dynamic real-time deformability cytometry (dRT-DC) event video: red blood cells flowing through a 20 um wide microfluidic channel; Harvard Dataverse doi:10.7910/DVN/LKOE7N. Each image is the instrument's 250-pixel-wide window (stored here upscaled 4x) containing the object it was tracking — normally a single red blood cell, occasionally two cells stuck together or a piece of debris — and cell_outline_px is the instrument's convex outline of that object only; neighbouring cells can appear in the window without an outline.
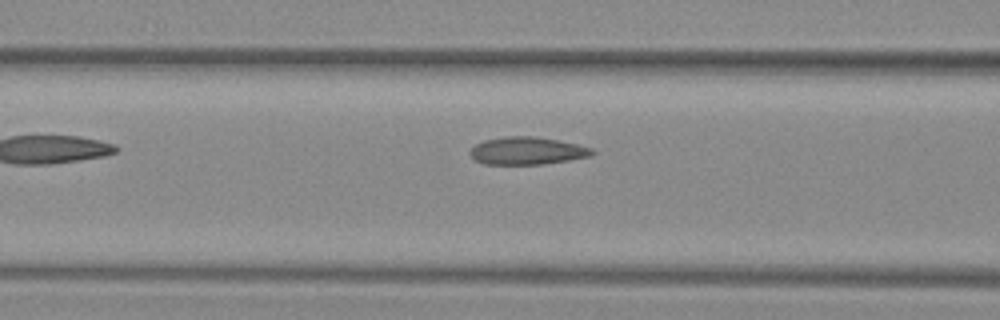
{"species": "common noctule bat (a hibernating species)", "species_latin": "Nyctalus noctula", "temperature_condition": "warm", "stored_images_in_passage": 4, "camera_frame_rate_fps": 3000, "um_per_image_px": 0.085, "animal": {"sex": "female", "body_mass_g": 29.2, "forearm_length_mm": 56.3}, "frame": {"image": 1, "passage_image": 4, "time_ms": 1.0, "image_size_px": [1000, 320], "cell_outline_px": [[596, 152], [588, 156], [568, 160], [544, 164], [484, 164], [476, 160], [468, 152], [476, 144], [484, 140], [508, 136], [536, 136], [576, 144], [592, 148]], "centroid_in_image_um": [44.79, 12.82], "position_along_channel_um": 121.8, "area_um2": 19.42}}